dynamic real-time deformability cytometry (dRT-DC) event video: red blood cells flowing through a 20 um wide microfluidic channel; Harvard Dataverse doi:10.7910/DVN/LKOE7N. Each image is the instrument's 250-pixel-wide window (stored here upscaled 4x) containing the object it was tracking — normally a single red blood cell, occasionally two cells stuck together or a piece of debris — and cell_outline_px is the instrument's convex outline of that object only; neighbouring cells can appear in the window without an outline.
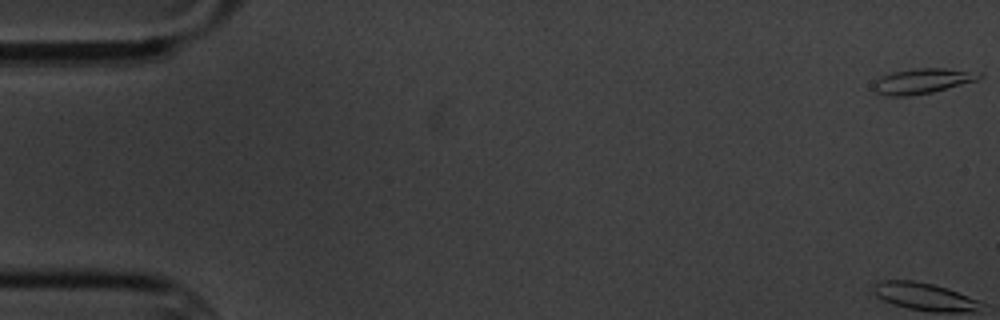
{"species": "common noctule bat (a hibernating species)", "species_latin": "Nyctalus noctula", "temperature_condition": "cold", "stored_images_in_passage": 5, "camera_frame_rate_fps": 3000, "um_per_image_px": 0.085, "animal": {"sex": "male", "body_mass_g": 20.1, "forearm_length_mm": 53.5}, "frame": {"image": 1, "passage_image": 1, "time_ms": 0.0, "image_size_px": [1000, 320], "cell_outline_px": [[984, 76], [976, 80], [932, 92], [908, 96], [888, 96], [872, 92], [872, 84], [880, 76], [892, 72], [912, 68], [944, 68], [984, 72]], "centroid_in_image_um": [78.37, 6.88], "position_along_channel_um": 6.6, "area_um2": 15.78}}